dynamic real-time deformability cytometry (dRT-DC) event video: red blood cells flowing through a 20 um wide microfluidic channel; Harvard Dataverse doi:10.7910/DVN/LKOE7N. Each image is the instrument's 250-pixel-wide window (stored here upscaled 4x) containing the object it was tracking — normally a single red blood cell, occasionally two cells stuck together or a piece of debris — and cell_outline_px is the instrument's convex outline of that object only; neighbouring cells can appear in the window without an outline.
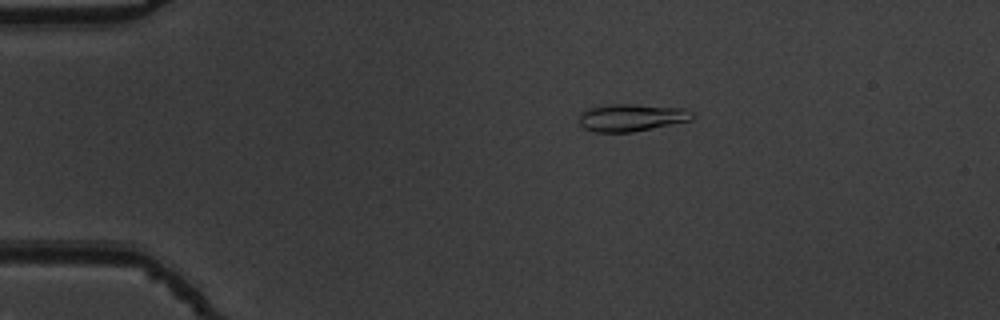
{"species": "common noctule bat (a hibernating species)", "species_latin": "Nyctalus noctula", "temperature_condition": "warm", "stored_images_in_passage": 2, "camera_frame_rate_fps": 3000, "um_per_image_px": 0.085, "animal": {"sex": "male", "body_mass_g": 19.5, "forearm_length_mm": 54.6}, "frame": {"image": 1, "passage_image": 2, "time_ms": 0.333, "image_size_px": [1000, 320], "cell_outline_px": [[696, 116], [692, 120], [632, 132], [596, 132], [584, 128], [580, 124], [580, 112], [588, 108], [612, 104], [632, 104], [684, 108], [692, 112]], "centroid_in_image_um": [53.69, 9.99], "position_along_channel_um": 31.3, "area_um2": 18.03}}